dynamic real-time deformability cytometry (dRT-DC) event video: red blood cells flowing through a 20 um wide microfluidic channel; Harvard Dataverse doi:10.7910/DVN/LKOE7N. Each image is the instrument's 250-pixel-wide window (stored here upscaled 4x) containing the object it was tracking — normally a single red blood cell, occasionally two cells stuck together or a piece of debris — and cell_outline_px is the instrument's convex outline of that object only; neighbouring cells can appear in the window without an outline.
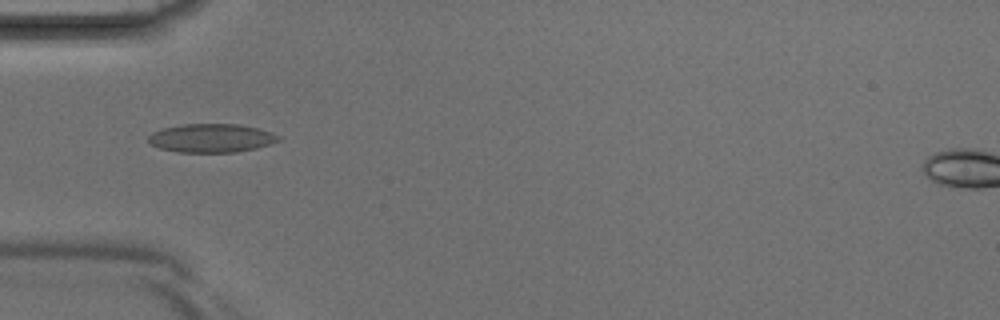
{"species": "Egyptian fruit bat (a non-hibernating species)", "species_latin": "Rousettus aegyptiacus", "temperature_condition": "room temperature", "stored_images_in_passage": 5, "camera_frame_rate_fps": 3000, "um_per_image_px": 0.085, "animal": {"sex": "male"}, "frame": {"image": 1, "passage_image": 4, "time_ms": 1.0, "image_size_px": [1000, 320], "cell_outline_px": [[280, 140], [256, 148], [236, 152], [176, 152], [160, 148], [152, 144], [148, 140], [148, 136], [152, 132], [160, 128], [180, 124], [236, 124], [256, 128], [280, 136]], "centroid_in_image_um": [17.9, 11.73], "position_along_channel_um": 67.1, "area_um2": 21.56}}